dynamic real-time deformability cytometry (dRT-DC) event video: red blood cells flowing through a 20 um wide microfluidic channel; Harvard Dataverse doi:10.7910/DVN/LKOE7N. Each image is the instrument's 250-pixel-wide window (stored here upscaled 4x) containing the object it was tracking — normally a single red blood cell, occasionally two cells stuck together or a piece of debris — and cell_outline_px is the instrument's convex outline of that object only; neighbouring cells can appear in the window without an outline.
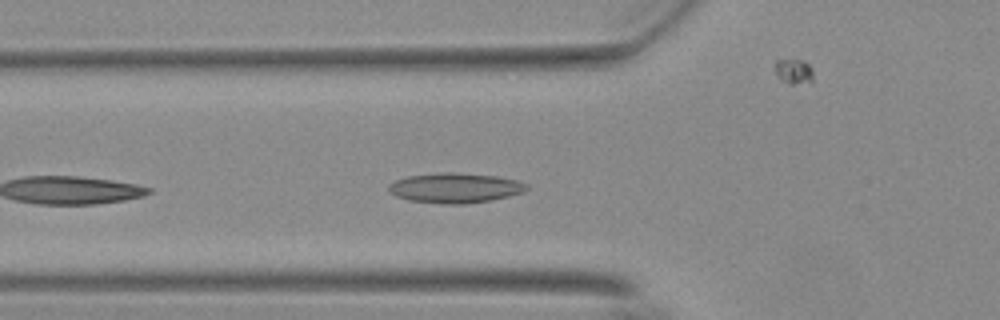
{"species": "Egyptian fruit bat (a non-hibernating species)", "species_latin": "Rousettus aegyptiacus", "temperature_condition": "warm", "stored_images_in_passage": 26, "camera_frame_rate_fps": 3000, "um_per_image_px": 0.085, "animal": {"sex": "female"}, "frame": {"image": 1, "passage_image": 5, "time_ms": 1.333, "image_size_px": [1000, 320], "cell_outline_px": [[528, 188], [524, 192], [492, 200], [464, 204], [440, 204], [408, 200], [396, 196], [388, 192], [388, 184], [396, 180], [408, 176], [448, 172], [452, 172], [496, 176], [516, 180], [528, 184]], "centroid_in_image_um": [38.67, 15.98], "position_along_channel_um": 87.1, "area_um2": 24.1}}
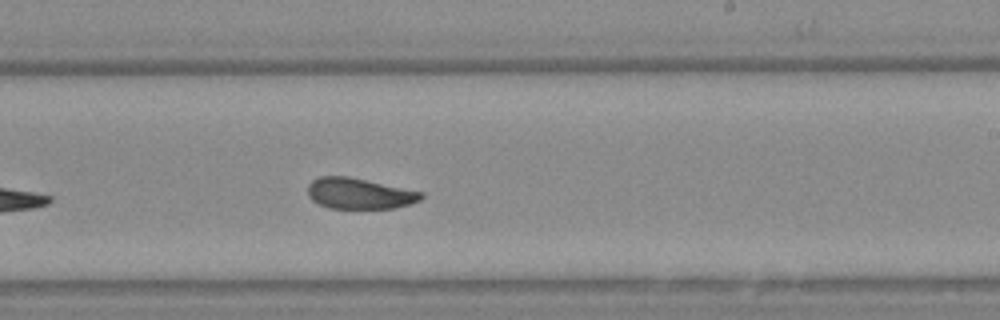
{"frame": {"image": 2, "passage_image": 19, "time_ms": 6.0, "image_size_px": [1000, 320], "cell_outline_px": [[424, 196], [420, 200], [408, 204], [392, 208], [328, 208], [312, 200], [308, 196], [308, 184], [312, 180], [320, 176], [348, 176], [424, 192]], "centroid_in_image_um": [30.53, 16.44], "position_along_channel_um": 258.5, "area_um2": 20.35}}